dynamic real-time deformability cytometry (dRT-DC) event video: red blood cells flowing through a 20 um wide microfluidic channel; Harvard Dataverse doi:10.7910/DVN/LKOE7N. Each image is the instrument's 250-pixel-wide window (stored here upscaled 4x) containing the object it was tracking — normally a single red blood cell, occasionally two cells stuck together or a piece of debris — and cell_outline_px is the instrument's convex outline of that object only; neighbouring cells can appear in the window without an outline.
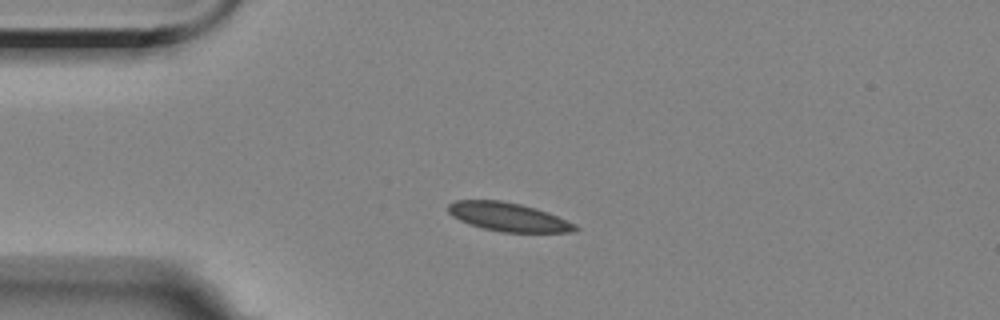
{"species": "Egyptian fruit bat (a non-hibernating species)", "species_latin": "Rousettus aegyptiacus", "temperature_condition": "room temperature", "stored_images_in_passage": 3, "camera_frame_rate_fps": 3000, "um_per_image_px": 0.085, "animal": {"sex": "female"}, "frame": {"image": 1, "passage_image": 2, "time_ms": 1.333, "image_size_px": [1000, 320], "cell_outline_px": [[580, 228], [576, 232], [500, 232], [468, 224], [452, 216], [448, 212], [448, 204], [456, 200], [500, 200], [520, 204], [536, 208], [548, 212], [576, 224]], "centroid_in_image_um": [43.22, 18.44], "position_along_channel_um": 41.8, "area_um2": 21.27}}